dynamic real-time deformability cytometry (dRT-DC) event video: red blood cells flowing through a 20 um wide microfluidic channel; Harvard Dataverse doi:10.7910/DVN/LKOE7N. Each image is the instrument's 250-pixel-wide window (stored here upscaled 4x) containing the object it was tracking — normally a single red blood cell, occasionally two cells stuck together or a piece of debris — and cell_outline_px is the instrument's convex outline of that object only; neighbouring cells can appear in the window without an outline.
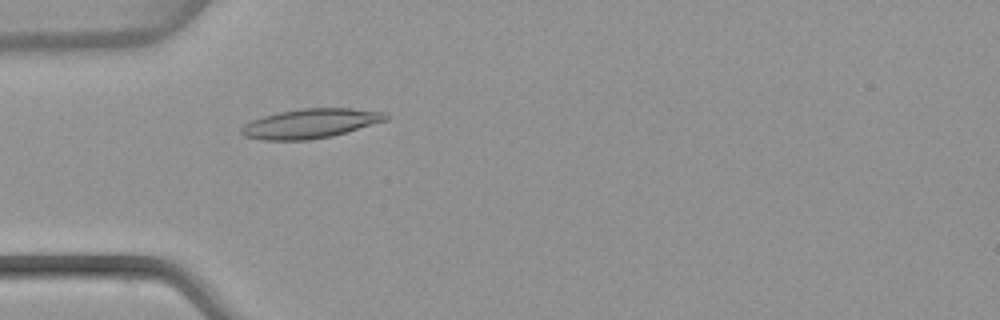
{"species": "common noctule bat (a hibernating species)", "species_latin": "Nyctalus noctula", "temperature_condition": "warm", "stored_images_in_passage": 50, "camera_frame_rate_fps": 3000, "um_per_image_px": 0.085, "animal": {"sex": "female", "body_mass_g": 22.7, "forearm_length_mm": 54.2}, "frame": {"image": 1, "passage_image": 15, "time_ms": 4.667, "image_size_px": [1000, 320], "cell_outline_px": [[388, 120], [332, 136], [308, 140], [264, 140], [244, 136], [240, 132], [240, 128], [244, 124], [252, 120], [264, 116], [280, 112], [304, 108], [352, 108], [384, 112], [388, 116]], "centroid_in_image_um": [26.39, 10.5], "position_along_channel_um": 58.6, "area_um2": 24.68}}
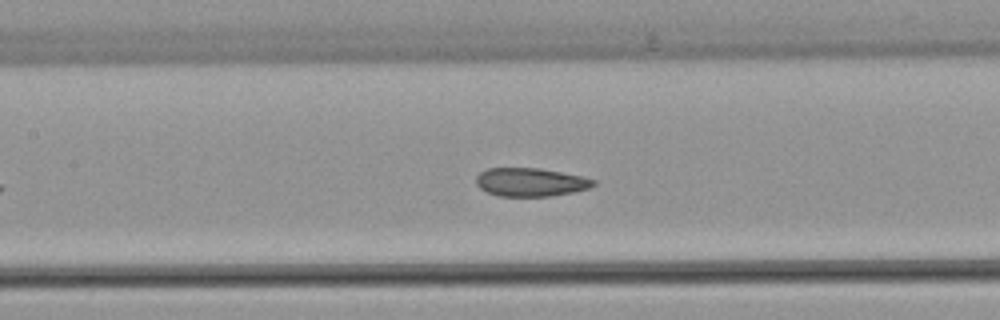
{"frame": {"image": 2, "passage_image": 22, "time_ms": 7.0, "image_size_px": [1000, 320], "cell_outline_px": [[596, 184], [588, 188], [572, 192], [552, 196], [496, 196], [480, 188], [476, 184], [476, 176], [480, 172], [488, 168], [540, 168], [584, 176], [596, 180]], "centroid_in_image_um": [45.1, 15.48], "position_along_channel_um": 162.3, "area_um2": 19.54}}
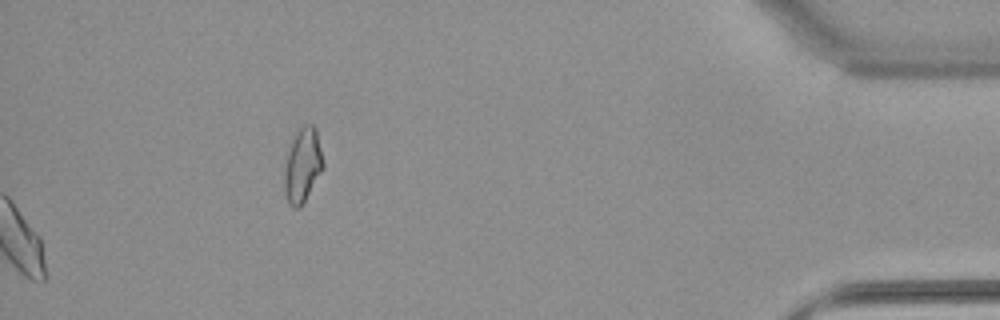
{"frame": {"image": 3, "passage_image": 50, "time_ms": 16.333, "image_size_px": [1000, 320], "cell_outline_px": [[324, 168], [300, 208], [292, 208], [288, 204], [284, 192], [284, 172], [288, 152], [292, 140], [296, 132], [304, 124], [312, 124], [316, 128], [324, 164]], "centroid_in_image_um": [25.72, 14.07], "position_along_channel_um": 409.5, "area_um2": 16.82}, "authors_computed_cell_mechanics": {"area_um2": 20.3745, "velocity_mm_per_s": 4.0325, "shape_relaxation_time_tau1_ms": 2.646, "shape_relaxation_time_tau2_ms": 0.9727, "deformation_change_tau1": 0.1174, "deformation_change_tau2": 0.0647}}